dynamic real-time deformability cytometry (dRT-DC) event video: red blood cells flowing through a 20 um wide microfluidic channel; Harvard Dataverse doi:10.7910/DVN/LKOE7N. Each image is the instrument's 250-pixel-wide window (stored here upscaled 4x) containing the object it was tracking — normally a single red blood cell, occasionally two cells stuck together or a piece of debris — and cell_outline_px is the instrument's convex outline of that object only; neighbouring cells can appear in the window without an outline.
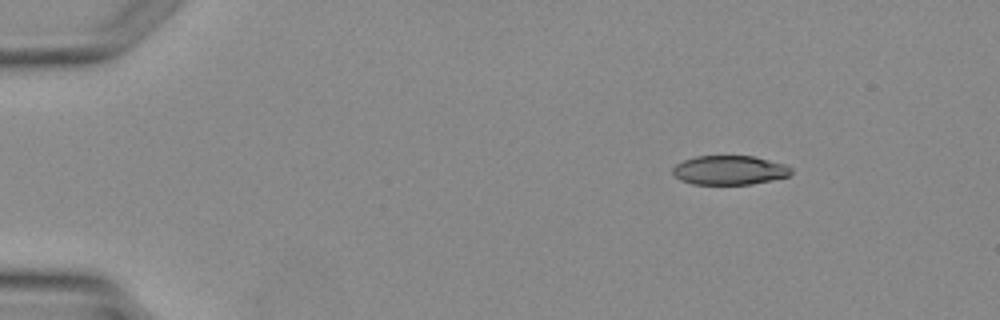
{"species": "Egyptian fruit bat (a non-hibernating species)", "species_latin": "Rousettus aegyptiacus", "temperature_condition": "warm", "stored_images_in_passage": 3, "camera_frame_rate_fps": 3000, "um_per_image_px": 0.085, "animal": {"sex": "female"}, "frame": {"image": 1, "passage_image": 1, "time_ms": 0.0, "image_size_px": [1000, 320], "cell_outline_px": [[792, 172], [788, 176], [772, 180], [752, 184], [692, 184], [680, 180], [672, 172], [672, 168], [676, 164], [684, 160], [696, 156], [752, 156], [784, 164], [792, 168]], "centroid_in_image_um": [61.99, 14.47], "position_along_channel_um": 23.0, "area_um2": 20.06}}